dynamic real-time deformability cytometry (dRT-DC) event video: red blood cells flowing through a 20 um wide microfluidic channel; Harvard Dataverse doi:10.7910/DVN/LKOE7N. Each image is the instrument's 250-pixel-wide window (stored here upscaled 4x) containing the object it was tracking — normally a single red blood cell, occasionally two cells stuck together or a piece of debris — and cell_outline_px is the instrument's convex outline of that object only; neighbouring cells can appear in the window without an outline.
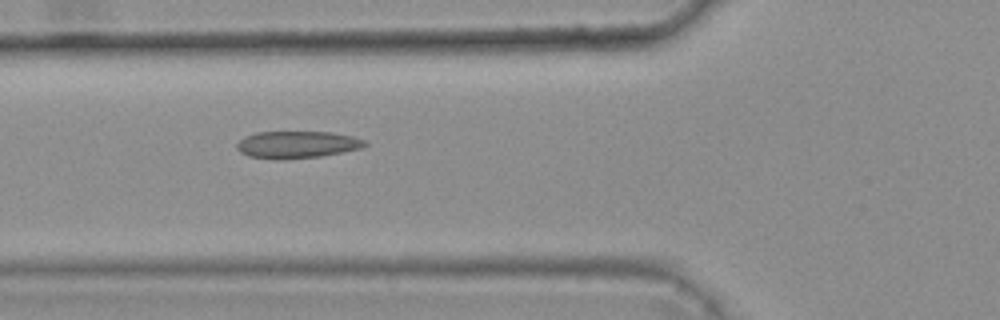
{"species": "common noctule bat (a hibernating species)", "species_latin": "Nyctalus noctula", "temperature_condition": "warm", "stored_images_in_passage": 7, "camera_frame_rate_fps": 3000, "um_per_image_px": 0.085, "animal": {"sex": "female", "body_mass_g": 25.1}, "frame": {"image": 1, "passage_image": 6, "time_ms": 1.667, "image_size_px": [1000, 320], "cell_outline_px": [[368, 144], [360, 148], [320, 156], [284, 160], [276, 160], [248, 156], [240, 152], [236, 148], [236, 144], [244, 136], [256, 132], [332, 132], [352, 136], [364, 140]], "centroid_in_image_um": [25.19, 12.29], "position_along_channel_um": 100.6, "area_um2": 20.29}}
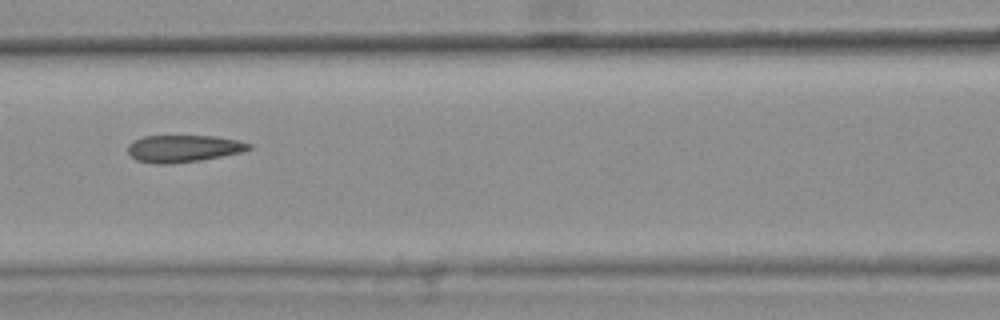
{"frame": {"image": 2, "passage_image": 7, "time_ms": 2.0, "image_size_px": [1000, 320], "cell_outline_px": [[252, 148], [240, 152], [200, 160], [168, 164], [156, 164], [136, 160], [128, 152], [128, 144], [144, 136], [216, 136], [240, 140], [252, 144]], "centroid_in_image_um": [15.6, 12.62], "position_along_channel_um": 151.0, "area_um2": 19.02}}